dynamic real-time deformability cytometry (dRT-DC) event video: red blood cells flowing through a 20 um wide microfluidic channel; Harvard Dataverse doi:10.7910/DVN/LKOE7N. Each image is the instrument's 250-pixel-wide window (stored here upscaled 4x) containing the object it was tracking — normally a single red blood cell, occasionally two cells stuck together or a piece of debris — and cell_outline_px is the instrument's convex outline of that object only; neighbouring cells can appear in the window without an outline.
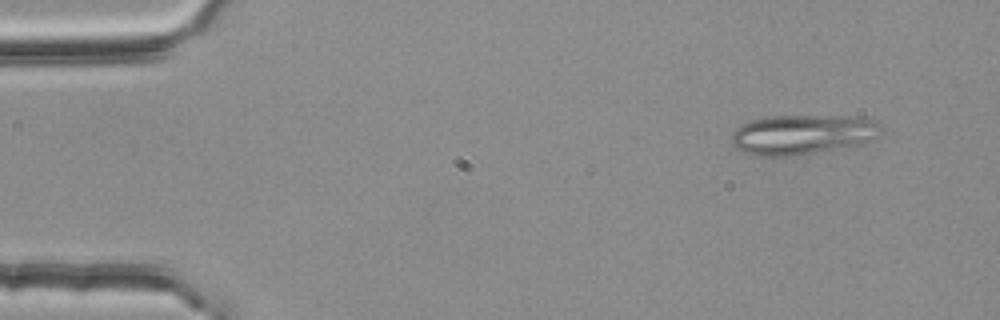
{"species": "common noctule bat (a hibernating species)", "species_latin": "Nyctalus noctula", "temperature_condition": "room temperature", "stored_images_in_passage": 4, "camera_frame_rate_fps": 3000, "um_per_image_px": 0.085, "animal": {"sex": "female", "body_mass_g": 25.1}, "frame": {"image": 1, "passage_image": 1, "time_ms": 0.0, "image_size_px": [1000, 320], "cell_outline_px": [[884, 132], [872, 140], [860, 144], [788, 156], [760, 156], [736, 148], [732, 144], [732, 132], [740, 124], [748, 120], [772, 116], [864, 116], [876, 120], [880, 124]], "centroid_in_image_um": [68.26, 11.4], "position_along_channel_um": 16.7, "area_um2": 34.8}}